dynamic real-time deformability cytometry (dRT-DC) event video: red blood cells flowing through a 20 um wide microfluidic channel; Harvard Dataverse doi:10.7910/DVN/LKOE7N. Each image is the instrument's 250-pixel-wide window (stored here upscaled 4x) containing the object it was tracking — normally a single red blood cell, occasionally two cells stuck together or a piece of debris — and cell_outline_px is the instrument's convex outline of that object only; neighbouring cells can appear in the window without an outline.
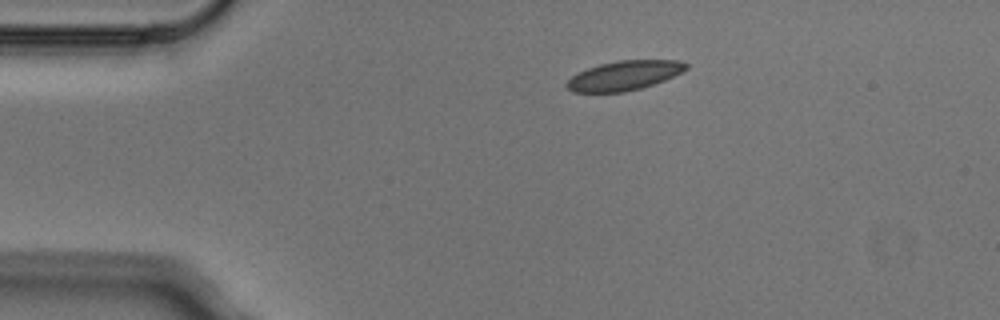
{"species": "Egyptian fruit bat (a non-hibernating species)", "species_latin": "Rousettus aegyptiacus", "temperature_condition": "cold", "stored_images_in_passage": 3, "camera_frame_rate_fps": 3000, "um_per_image_px": 0.085, "animal": {"sex": "male"}, "frame": {"image": 1, "passage_image": 1, "time_ms": 0.0, "image_size_px": [1000, 320], "cell_outline_px": [[688, 68], [664, 80], [640, 88], [624, 92], [572, 92], [564, 84], [572, 76], [588, 68], [600, 64], [616, 60], [680, 60], [688, 64]], "centroid_in_image_um": [53.04, 6.41], "position_along_channel_um": 32.0, "area_um2": 20.29}}
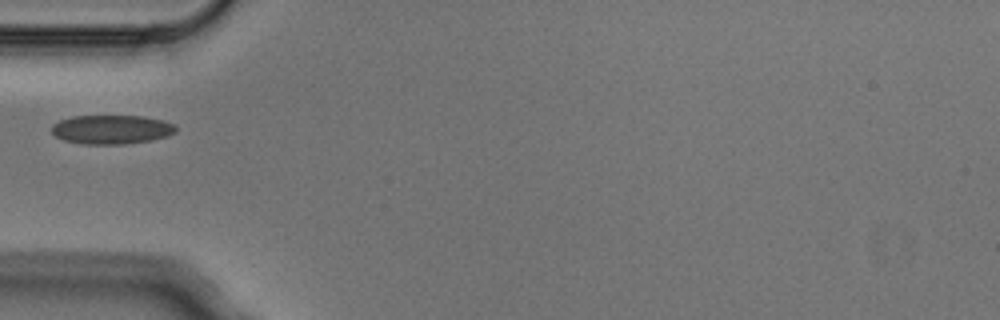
{"frame": {"image": 2, "passage_image": 3, "time_ms": 0.667, "image_size_px": [1000, 320], "cell_outline_px": [[176, 132], [168, 136], [152, 140], [124, 144], [80, 144], [64, 140], [56, 136], [52, 132], [52, 124], [60, 120], [72, 116], [144, 116], [164, 120], [176, 124]], "centroid_in_image_um": [9.51, 11.0], "position_along_channel_um": 75.5, "area_um2": 21.21}}